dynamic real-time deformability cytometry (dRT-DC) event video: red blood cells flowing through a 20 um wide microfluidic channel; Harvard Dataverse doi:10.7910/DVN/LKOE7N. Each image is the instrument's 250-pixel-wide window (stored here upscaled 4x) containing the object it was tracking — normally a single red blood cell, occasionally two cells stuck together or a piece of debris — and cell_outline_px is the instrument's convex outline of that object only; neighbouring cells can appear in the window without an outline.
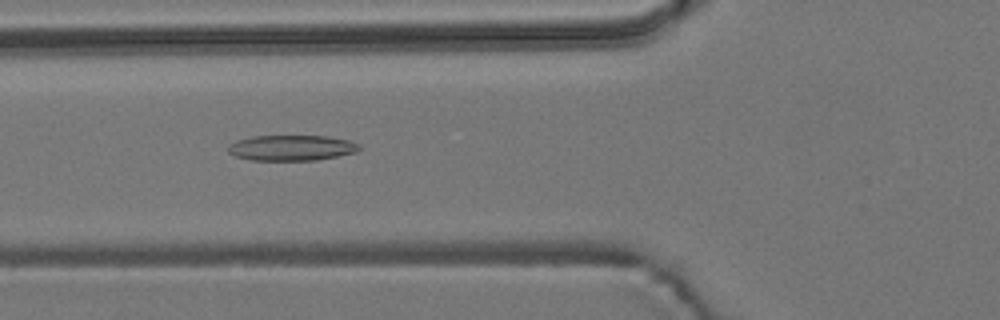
{"species": "common noctule bat (a hibernating species)", "species_latin": "Nyctalus noctula", "temperature_condition": "room temperature", "stored_images_in_passage": 54, "camera_frame_rate_fps": 3000, "um_per_image_px": 0.085, "animal": {"sex": "male", "body_mass_g": 19.2, "forearm_length_mm": 51.8}, "frame": {"image": 1, "passage_image": 19, "time_ms": 6.0, "image_size_px": [1000, 320], "cell_outline_px": [[360, 148], [356, 152], [316, 160], [248, 160], [236, 156], [228, 152], [228, 144], [236, 140], [252, 136], [328, 136], [348, 140], [360, 144]], "centroid_in_image_um": [24.75, 12.56], "position_along_channel_um": 101.1, "area_um2": 19.54}}
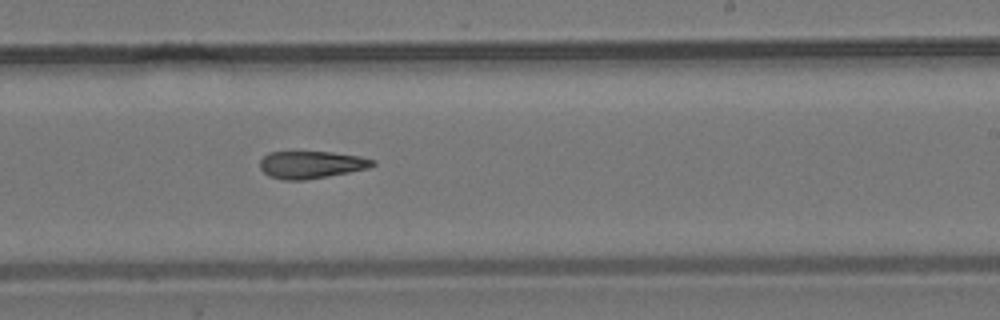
{"frame": {"image": 2, "passage_image": 32, "time_ms": 10.333, "image_size_px": [1000, 320], "cell_outline_px": [[376, 164], [368, 168], [328, 176], [304, 180], [284, 180], [268, 176], [260, 168], [260, 160], [268, 152], [332, 152], [360, 156], [376, 160]], "centroid_in_image_um": [26.45, 13.99], "position_along_channel_um": 262.5, "area_um2": 17.98}}
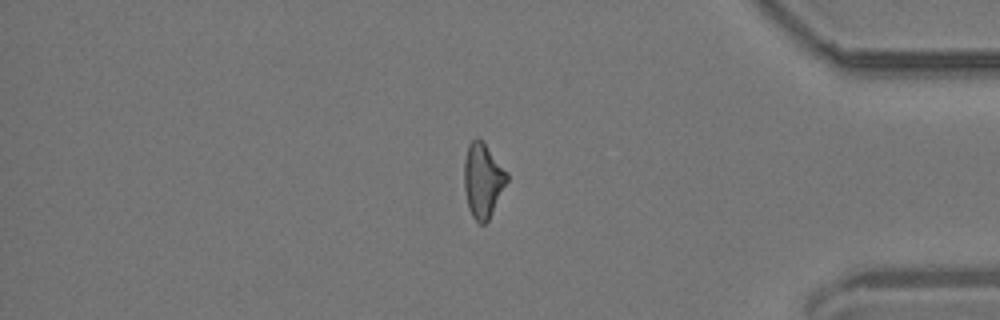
{"frame": {"image": 3, "passage_image": 45, "time_ms": 14.667, "image_size_px": [1000, 320], "cell_outline_px": [[508, 180], [488, 220], [484, 224], [480, 224], [472, 216], [468, 208], [464, 188], [464, 160], [468, 144], [476, 136], [484, 144], [508, 172]], "centroid_in_image_um": [41.02, 15.33], "position_along_channel_um": 394.2, "area_um2": 18.38}}